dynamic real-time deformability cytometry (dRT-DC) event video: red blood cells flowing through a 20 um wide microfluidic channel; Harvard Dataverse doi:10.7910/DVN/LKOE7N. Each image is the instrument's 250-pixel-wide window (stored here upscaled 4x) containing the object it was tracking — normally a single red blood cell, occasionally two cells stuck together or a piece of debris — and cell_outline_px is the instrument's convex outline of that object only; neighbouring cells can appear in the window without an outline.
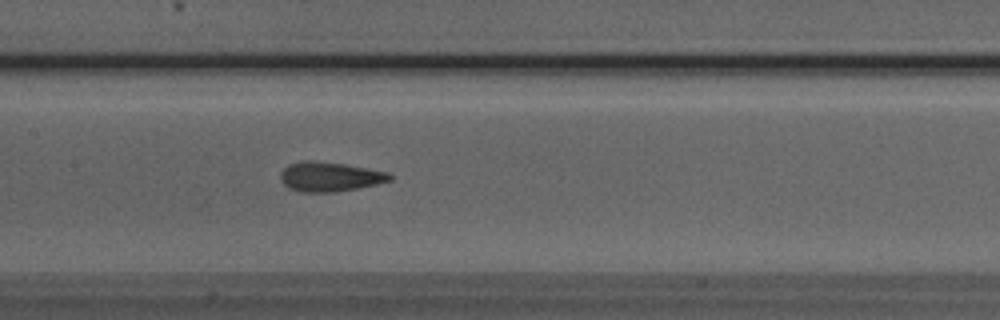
{"species": "Egyptian fruit bat (a non-hibernating species)", "species_latin": "Rousettus aegyptiacus", "temperature_condition": "room temperature", "stored_images_in_passage": 42, "camera_frame_rate_fps": 3000, "um_per_image_px": 0.085, "animal": {"sex": "male"}, "frame": {"image": 1, "passage_image": 23, "time_ms": 7.333, "image_size_px": [1000, 320], "cell_outline_px": [[392, 180], [376, 184], [336, 192], [300, 192], [288, 188], [280, 180], [280, 172], [288, 164], [308, 160], [344, 164], [388, 172], [392, 176]], "centroid_in_image_um": [28.0, 15.03], "position_along_channel_um": 179.4, "area_um2": 18.73}}
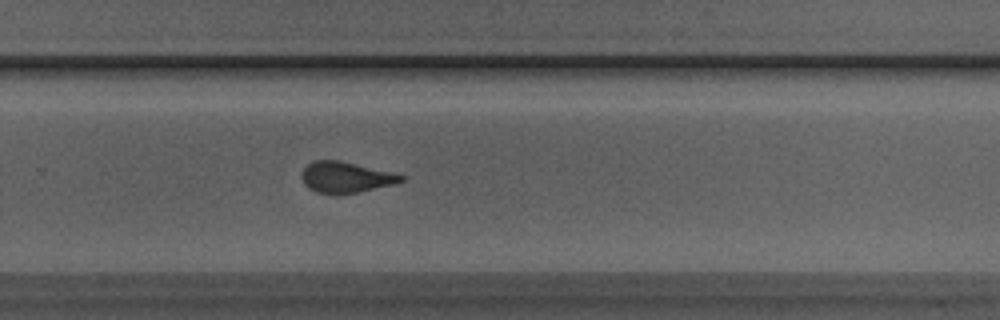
{"frame": {"image": 2, "passage_image": 32, "time_ms": 10.333, "image_size_px": [1000, 320], "cell_outline_px": [[404, 180], [392, 184], [360, 192], [316, 192], [308, 188], [304, 184], [300, 176], [304, 168], [308, 164], [316, 160], [336, 160], [388, 172], [404, 176]], "centroid_in_image_um": [29.32, 15.06], "position_along_channel_um": 300.5, "area_um2": 17.11}}
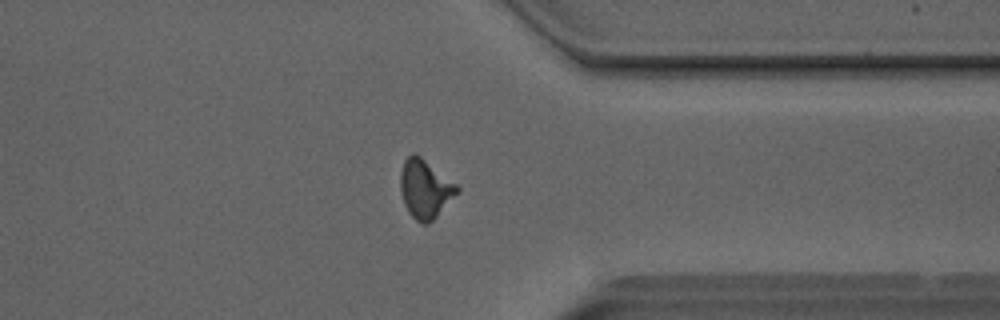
{"frame": {"image": 3, "passage_image": 38, "time_ms": 12.333, "image_size_px": [1000, 320], "cell_outline_px": [[460, 192], [428, 224], [424, 224], [416, 220], [408, 212], [404, 204], [400, 188], [400, 172], [404, 160], [412, 152], [416, 152], [456, 184], [460, 188]], "centroid_in_image_um": [36.13, 16.03], "position_along_channel_um": 375.3, "area_um2": 19.42}}